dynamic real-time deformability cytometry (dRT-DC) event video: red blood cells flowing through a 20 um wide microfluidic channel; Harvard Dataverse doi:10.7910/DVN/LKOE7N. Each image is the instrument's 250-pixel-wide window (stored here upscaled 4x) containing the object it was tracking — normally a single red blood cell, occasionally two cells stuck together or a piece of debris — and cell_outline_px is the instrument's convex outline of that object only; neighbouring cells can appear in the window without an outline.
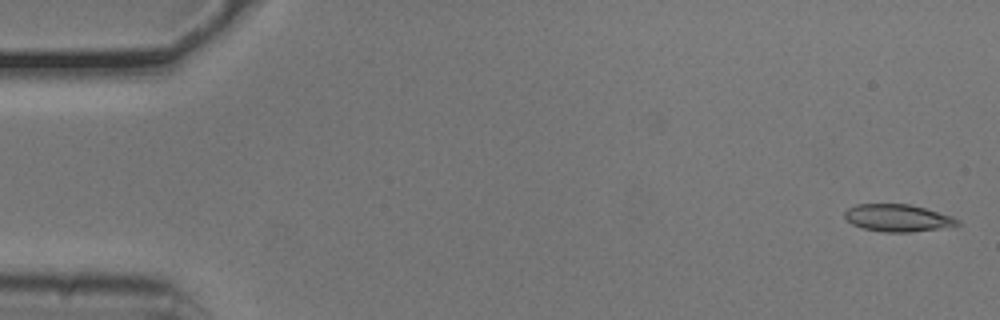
{"species": "common noctule bat (a hibernating species)", "species_latin": "Nyctalus noctula", "temperature_condition": "cold", "stored_images_in_passage": 4, "camera_frame_rate_fps": 3000, "um_per_image_px": 0.085, "animal": {"sex": "male", "body_mass_g": 20.5, "forearm_length_mm": 52.5}, "frame": {"image": 1, "passage_image": 2, "time_ms": 0.333, "image_size_px": [1000, 320], "cell_outline_px": [[960, 224], [912, 232], [884, 232], [860, 228], [852, 224], [844, 216], [844, 212], [848, 208], [856, 204], [908, 204], [924, 208], [952, 216], [960, 220]], "centroid_in_image_um": [76.25, 18.52], "position_along_channel_um": 8.7, "area_um2": 17.74}}